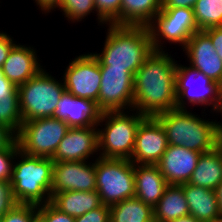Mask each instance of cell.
<instances>
[{
    "mask_svg": "<svg viewBox=\"0 0 222 222\" xmlns=\"http://www.w3.org/2000/svg\"><path fill=\"white\" fill-rule=\"evenodd\" d=\"M169 53L153 51L134 75L133 110L144 116L155 117L176 108V67L180 61Z\"/></svg>",
    "mask_w": 222,
    "mask_h": 222,
    "instance_id": "obj_1",
    "label": "cell"
},
{
    "mask_svg": "<svg viewBox=\"0 0 222 222\" xmlns=\"http://www.w3.org/2000/svg\"><path fill=\"white\" fill-rule=\"evenodd\" d=\"M106 39L100 53L93 55L100 68L128 70L135 75L138 68L154 51L148 26L107 24Z\"/></svg>",
    "mask_w": 222,
    "mask_h": 222,
    "instance_id": "obj_2",
    "label": "cell"
},
{
    "mask_svg": "<svg viewBox=\"0 0 222 222\" xmlns=\"http://www.w3.org/2000/svg\"><path fill=\"white\" fill-rule=\"evenodd\" d=\"M201 115L193 109H171L155 117L163 126L168 145L184 146L200 153L216 147V120L207 118L205 111ZM205 114V115H204Z\"/></svg>",
    "mask_w": 222,
    "mask_h": 222,
    "instance_id": "obj_3",
    "label": "cell"
},
{
    "mask_svg": "<svg viewBox=\"0 0 222 222\" xmlns=\"http://www.w3.org/2000/svg\"><path fill=\"white\" fill-rule=\"evenodd\" d=\"M53 166L51 158L31 156L19 150L9 182L16 203L34 205L49 203Z\"/></svg>",
    "mask_w": 222,
    "mask_h": 222,
    "instance_id": "obj_4",
    "label": "cell"
},
{
    "mask_svg": "<svg viewBox=\"0 0 222 222\" xmlns=\"http://www.w3.org/2000/svg\"><path fill=\"white\" fill-rule=\"evenodd\" d=\"M145 117L136 110L103 112L97 124L99 157L130 160Z\"/></svg>",
    "mask_w": 222,
    "mask_h": 222,
    "instance_id": "obj_5",
    "label": "cell"
},
{
    "mask_svg": "<svg viewBox=\"0 0 222 222\" xmlns=\"http://www.w3.org/2000/svg\"><path fill=\"white\" fill-rule=\"evenodd\" d=\"M195 106L203 107L201 111L210 110L208 113L212 115L221 111L222 85L191 66L177 62L176 108L196 110Z\"/></svg>",
    "mask_w": 222,
    "mask_h": 222,
    "instance_id": "obj_6",
    "label": "cell"
},
{
    "mask_svg": "<svg viewBox=\"0 0 222 222\" xmlns=\"http://www.w3.org/2000/svg\"><path fill=\"white\" fill-rule=\"evenodd\" d=\"M42 68L34 77L18 86L19 108L23 122L37 118L54 117L59 99L66 91L62 77L59 80Z\"/></svg>",
    "mask_w": 222,
    "mask_h": 222,
    "instance_id": "obj_7",
    "label": "cell"
},
{
    "mask_svg": "<svg viewBox=\"0 0 222 222\" xmlns=\"http://www.w3.org/2000/svg\"><path fill=\"white\" fill-rule=\"evenodd\" d=\"M96 191L102 204L115 205L135 197L134 163L126 159H95Z\"/></svg>",
    "mask_w": 222,
    "mask_h": 222,
    "instance_id": "obj_8",
    "label": "cell"
},
{
    "mask_svg": "<svg viewBox=\"0 0 222 222\" xmlns=\"http://www.w3.org/2000/svg\"><path fill=\"white\" fill-rule=\"evenodd\" d=\"M148 28L154 51H167V43L182 50L193 34L199 31L193 9L185 7L161 9Z\"/></svg>",
    "mask_w": 222,
    "mask_h": 222,
    "instance_id": "obj_9",
    "label": "cell"
},
{
    "mask_svg": "<svg viewBox=\"0 0 222 222\" xmlns=\"http://www.w3.org/2000/svg\"><path fill=\"white\" fill-rule=\"evenodd\" d=\"M69 128L63 119L56 117L37 118L23 122L16 139L23 153L52 158Z\"/></svg>",
    "mask_w": 222,
    "mask_h": 222,
    "instance_id": "obj_10",
    "label": "cell"
},
{
    "mask_svg": "<svg viewBox=\"0 0 222 222\" xmlns=\"http://www.w3.org/2000/svg\"><path fill=\"white\" fill-rule=\"evenodd\" d=\"M65 90L78 98H85L97 103L101 84L100 65L93 52H83L69 61L63 71Z\"/></svg>",
    "mask_w": 222,
    "mask_h": 222,
    "instance_id": "obj_11",
    "label": "cell"
},
{
    "mask_svg": "<svg viewBox=\"0 0 222 222\" xmlns=\"http://www.w3.org/2000/svg\"><path fill=\"white\" fill-rule=\"evenodd\" d=\"M99 110L116 112L133 110L134 75L128 70L100 68Z\"/></svg>",
    "mask_w": 222,
    "mask_h": 222,
    "instance_id": "obj_12",
    "label": "cell"
},
{
    "mask_svg": "<svg viewBox=\"0 0 222 222\" xmlns=\"http://www.w3.org/2000/svg\"><path fill=\"white\" fill-rule=\"evenodd\" d=\"M166 132L156 117L146 116L138 126L130 160L134 164L156 165L167 149Z\"/></svg>",
    "mask_w": 222,
    "mask_h": 222,
    "instance_id": "obj_13",
    "label": "cell"
},
{
    "mask_svg": "<svg viewBox=\"0 0 222 222\" xmlns=\"http://www.w3.org/2000/svg\"><path fill=\"white\" fill-rule=\"evenodd\" d=\"M98 157V130L95 124L69 128L51 159L53 162L92 161Z\"/></svg>",
    "mask_w": 222,
    "mask_h": 222,
    "instance_id": "obj_14",
    "label": "cell"
},
{
    "mask_svg": "<svg viewBox=\"0 0 222 222\" xmlns=\"http://www.w3.org/2000/svg\"><path fill=\"white\" fill-rule=\"evenodd\" d=\"M96 190L95 160L54 162L52 193Z\"/></svg>",
    "mask_w": 222,
    "mask_h": 222,
    "instance_id": "obj_15",
    "label": "cell"
},
{
    "mask_svg": "<svg viewBox=\"0 0 222 222\" xmlns=\"http://www.w3.org/2000/svg\"><path fill=\"white\" fill-rule=\"evenodd\" d=\"M182 51L189 66L222 85V60L203 31L194 33Z\"/></svg>",
    "mask_w": 222,
    "mask_h": 222,
    "instance_id": "obj_16",
    "label": "cell"
},
{
    "mask_svg": "<svg viewBox=\"0 0 222 222\" xmlns=\"http://www.w3.org/2000/svg\"><path fill=\"white\" fill-rule=\"evenodd\" d=\"M201 153L184 146L168 145L156 164L169 185L188 183Z\"/></svg>",
    "mask_w": 222,
    "mask_h": 222,
    "instance_id": "obj_17",
    "label": "cell"
},
{
    "mask_svg": "<svg viewBox=\"0 0 222 222\" xmlns=\"http://www.w3.org/2000/svg\"><path fill=\"white\" fill-rule=\"evenodd\" d=\"M33 45L16 43L3 63L4 76L17 87L34 77L42 68L43 62ZM39 57V58H38Z\"/></svg>",
    "mask_w": 222,
    "mask_h": 222,
    "instance_id": "obj_18",
    "label": "cell"
},
{
    "mask_svg": "<svg viewBox=\"0 0 222 222\" xmlns=\"http://www.w3.org/2000/svg\"><path fill=\"white\" fill-rule=\"evenodd\" d=\"M101 114L94 101L75 97L65 91L59 99L54 117L63 119L70 128H79L97 125Z\"/></svg>",
    "mask_w": 222,
    "mask_h": 222,
    "instance_id": "obj_19",
    "label": "cell"
},
{
    "mask_svg": "<svg viewBox=\"0 0 222 222\" xmlns=\"http://www.w3.org/2000/svg\"><path fill=\"white\" fill-rule=\"evenodd\" d=\"M135 197L152 208L169 186L157 165L134 164Z\"/></svg>",
    "mask_w": 222,
    "mask_h": 222,
    "instance_id": "obj_20",
    "label": "cell"
},
{
    "mask_svg": "<svg viewBox=\"0 0 222 222\" xmlns=\"http://www.w3.org/2000/svg\"><path fill=\"white\" fill-rule=\"evenodd\" d=\"M189 207V214L202 222L221 217L216 190L180 184Z\"/></svg>",
    "mask_w": 222,
    "mask_h": 222,
    "instance_id": "obj_21",
    "label": "cell"
},
{
    "mask_svg": "<svg viewBox=\"0 0 222 222\" xmlns=\"http://www.w3.org/2000/svg\"><path fill=\"white\" fill-rule=\"evenodd\" d=\"M50 203L60 212L74 218L102 205L100 195L96 190L51 193Z\"/></svg>",
    "mask_w": 222,
    "mask_h": 222,
    "instance_id": "obj_22",
    "label": "cell"
},
{
    "mask_svg": "<svg viewBox=\"0 0 222 222\" xmlns=\"http://www.w3.org/2000/svg\"><path fill=\"white\" fill-rule=\"evenodd\" d=\"M222 181V153L215 147L201 153L197 166L192 172L188 183L210 190H216Z\"/></svg>",
    "mask_w": 222,
    "mask_h": 222,
    "instance_id": "obj_23",
    "label": "cell"
},
{
    "mask_svg": "<svg viewBox=\"0 0 222 222\" xmlns=\"http://www.w3.org/2000/svg\"><path fill=\"white\" fill-rule=\"evenodd\" d=\"M189 215V207L180 185H169L153 207L155 222H168Z\"/></svg>",
    "mask_w": 222,
    "mask_h": 222,
    "instance_id": "obj_24",
    "label": "cell"
},
{
    "mask_svg": "<svg viewBox=\"0 0 222 222\" xmlns=\"http://www.w3.org/2000/svg\"><path fill=\"white\" fill-rule=\"evenodd\" d=\"M161 10V0H122L121 25L148 26Z\"/></svg>",
    "mask_w": 222,
    "mask_h": 222,
    "instance_id": "obj_25",
    "label": "cell"
},
{
    "mask_svg": "<svg viewBox=\"0 0 222 222\" xmlns=\"http://www.w3.org/2000/svg\"><path fill=\"white\" fill-rule=\"evenodd\" d=\"M110 222H155L153 208L137 197L110 206Z\"/></svg>",
    "mask_w": 222,
    "mask_h": 222,
    "instance_id": "obj_26",
    "label": "cell"
},
{
    "mask_svg": "<svg viewBox=\"0 0 222 222\" xmlns=\"http://www.w3.org/2000/svg\"><path fill=\"white\" fill-rule=\"evenodd\" d=\"M193 12L199 31L222 26V0H198Z\"/></svg>",
    "mask_w": 222,
    "mask_h": 222,
    "instance_id": "obj_27",
    "label": "cell"
},
{
    "mask_svg": "<svg viewBox=\"0 0 222 222\" xmlns=\"http://www.w3.org/2000/svg\"><path fill=\"white\" fill-rule=\"evenodd\" d=\"M58 11L62 12V15L69 23H80L83 19L92 15L96 16L97 26L101 28L107 24L98 16L96 12L94 0H62ZM95 11V12H94ZM94 13V14H93ZM103 26V27H102Z\"/></svg>",
    "mask_w": 222,
    "mask_h": 222,
    "instance_id": "obj_28",
    "label": "cell"
},
{
    "mask_svg": "<svg viewBox=\"0 0 222 222\" xmlns=\"http://www.w3.org/2000/svg\"><path fill=\"white\" fill-rule=\"evenodd\" d=\"M22 123L18 89L11 96L0 95V125L5 126L17 136Z\"/></svg>",
    "mask_w": 222,
    "mask_h": 222,
    "instance_id": "obj_29",
    "label": "cell"
},
{
    "mask_svg": "<svg viewBox=\"0 0 222 222\" xmlns=\"http://www.w3.org/2000/svg\"><path fill=\"white\" fill-rule=\"evenodd\" d=\"M122 0H94L98 16L106 23L121 25Z\"/></svg>",
    "mask_w": 222,
    "mask_h": 222,
    "instance_id": "obj_30",
    "label": "cell"
},
{
    "mask_svg": "<svg viewBox=\"0 0 222 222\" xmlns=\"http://www.w3.org/2000/svg\"><path fill=\"white\" fill-rule=\"evenodd\" d=\"M20 150L17 139L6 149L0 150V183H9L12 175L14 160Z\"/></svg>",
    "mask_w": 222,
    "mask_h": 222,
    "instance_id": "obj_31",
    "label": "cell"
},
{
    "mask_svg": "<svg viewBox=\"0 0 222 222\" xmlns=\"http://www.w3.org/2000/svg\"><path fill=\"white\" fill-rule=\"evenodd\" d=\"M38 214V205L17 203L1 217V222H31Z\"/></svg>",
    "mask_w": 222,
    "mask_h": 222,
    "instance_id": "obj_32",
    "label": "cell"
},
{
    "mask_svg": "<svg viewBox=\"0 0 222 222\" xmlns=\"http://www.w3.org/2000/svg\"><path fill=\"white\" fill-rule=\"evenodd\" d=\"M38 214L45 222H75V218L60 212L50 202L38 205Z\"/></svg>",
    "mask_w": 222,
    "mask_h": 222,
    "instance_id": "obj_33",
    "label": "cell"
},
{
    "mask_svg": "<svg viewBox=\"0 0 222 222\" xmlns=\"http://www.w3.org/2000/svg\"><path fill=\"white\" fill-rule=\"evenodd\" d=\"M75 222H110V207L102 204L100 207L76 217Z\"/></svg>",
    "mask_w": 222,
    "mask_h": 222,
    "instance_id": "obj_34",
    "label": "cell"
},
{
    "mask_svg": "<svg viewBox=\"0 0 222 222\" xmlns=\"http://www.w3.org/2000/svg\"><path fill=\"white\" fill-rule=\"evenodd\" d=\"M16 204L10 183H0V217L4 216Z\"/></svg>",
    "mask_w": 222,
    "mask_h": 222,
    "instance_id": "obj_35",
    "label": "cell"
},
{
    "mask_svg": "<svg viewBox=\"0 0 222 222\" xmlns=\"http://www.w3.org/2000/svg\"><path fill=\"white\" fill-rule=\"evenodd\" d=\"M17 42L8 32L0 31V68H2L9 52Z\"/></svg>",
    "mask_w": 222,
    "mask_h": 222,
    "instance_id": "obj_36",
    "label": "cell"
},
{
    "mask_svg": "<svg viewBox=\"0 0 222 222\" xmlns=\"http://www.w3.org/2000/svg\"><path fill=\"white\" fill-rule=\"evenodd\" d=\"M203 32L210 38L217 55L222 60V26L211 27L203 30Z\"/></svg>",
    "mask_w": 222,
    "mask_h": 222,
    "instance_id": "obj_37",
    "label": "cell"
},
{
    "mask_svg": "<svg viewBox=\"0 0 222 222\" xmlns=\"http://www.w3.org/2000/svg\"><path fill=\"white\" fill-rule=\"evenodd\" d=\"M36 3L37 10H41L42 14L49 15L52 11L58 9L62 0H33Z\"/></svg>",
    "mask_w": 222,
    "mask_h": 222,
    "instance_id": "obj_38",
    "label": "cell"
},
{
    "mask_svg": "<svg viewBox=\"0 0 222 222\" xmlns=\"http://www.w3.org/2000/svg\"><path fill=\"white\" fill-rule=\"evenodd\" d=\"M198 0H161V9H169V8H194L196 2Z\"/></svg>",
    "mask_w": 222,
    "mask_h": 222,
    "instance_id": "obj_39",
    "label": "cell"
},
{
    "mask_svg": "<svg viewBox=\"0 0 222 222\" xmlns=\"http://www.w3.org/2000/svg\"><path fill=\"white\" fill-rule=\"evenodd\" d=\"M16 136L5 126L0 125V150L6 149Z\"/></svg>",
    "mask_w": 222,
    "mask_h": 222,
    "instance_id": "obj_40",
    "label": "cell"
},
{
    "mask_svg": "<svg viewBox=\"0 0 222 222\" xmlns=\"http://www.w3.org/2000/svg\"><path fill=\"white\" fill-rule=\"evenodd\" d=\"M220 114V115H219ZM216 116H220L222 118V110L215 114ZM216 119V148L222 153V121L217 118ZM221 121V122H220Z\"/></svg>",
    "mask_w": 222,
    "mask_h": 222,
    "instance_id": "obj_41",
    "label": "cell"
},
{
    "mask_svg": "<svg viewBox=\"0 0 222 222\" xmlns=\"http://www.w3.org/2000/svg\"><path fill=\"white\" fill-rule=\"evenodd\" d=\"M17 89L13 83H0V95L11 96Z\"/></svg>",
    "mask_w": 222,
    "mask_h": 222,
    "instance_id": "obj_42",
    "label": "cell"
},
{
    "mask_svg": "<svg viewBox=\"0 0 222 222\" xmlns=\"http://www.w3.org/2000/svg\"><path fill=\"white\" fill-rule=\"evenodd\" d=\"M168 222H202V221H199L194 216H191L189 214L187 216H183V217H180L178 219H174V220H171V221H168Z\"/></svg>",
    "mask_w": 222,
    "mask_h": 222,
    "instance_id": "obj_43",
    "label": "cell"
},
{
    "mask_svg": "<svg viewBox=\"0 0 222 222\" xmlns=\"http://www.w3.org/2000/svg\"><path fill=\"white\" fill-rule=\"evenodd\" d=\"M218 202H219V209L222 217V181L219 183L217 189H216Z\"/></svg>",
    "mask_w": 222,
    "mask_h": 222,
    "instance_id": "obj_44",
    "label": "cell"
},
{
    "mask_svg": "<svg viewBox=\"0 0 222 222\" xmlns=\"http://www.w3.org/2000/svg\"><path fill=\"white\" fill-rule=\"evenodd\" d=\"M0 83H12L4 76L2 68H0Z\"/></svg>",
    "mask_w": 222,
    "mask_h": 222,
    "instance_id": "obj_45",
    "label": "cell"
},
{
    "mask_svg": "<svg viewBox=\"0 0 222 222\" xmlns=\"http://www.w3.org/2000/svg\"><path fill=\"white\" fill-rule=\"evenodd\" d=\"M31 222H45V220L39 215L37 214L32 220Z\"/></svg>",
    "mask_w": 222,
    "mask_h": 222,
    "instance_id": "obj_46",
    "label": "cell"
},
{
    "mask_svg": "<svg viewBox=\"0 0 222 222\" xmlns=\"http://www.w3.org/2000/svg\"><path fill=\"white\" fill-rule=\"evenodd\" d=\"M208 222H222V217L216 218V219H212Z\"/></svg>",
    "mask_w": 222,
    "mask_h": 222,
    "instance_id": "obj_47",
    "label": "cell"
}]
</instances>
